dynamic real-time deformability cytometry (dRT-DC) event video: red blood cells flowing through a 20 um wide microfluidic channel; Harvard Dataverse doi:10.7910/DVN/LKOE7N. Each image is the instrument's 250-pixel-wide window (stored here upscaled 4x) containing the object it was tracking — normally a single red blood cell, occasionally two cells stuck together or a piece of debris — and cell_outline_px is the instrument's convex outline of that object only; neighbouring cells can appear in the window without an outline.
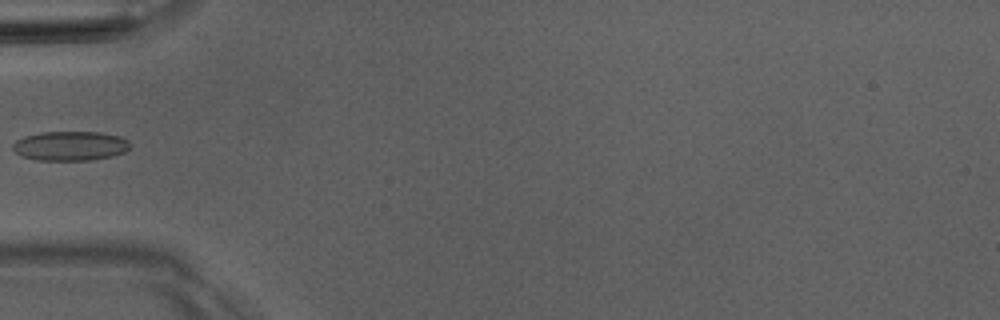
{"species": "Egyptian fruit bat (a non-hibernating species)", "species_latin": "Rousettus aegyptiacus", "temperature_condition": "room temperature", "stored_images_in_passage": 1, "camera_frame_rate_fps": 3000, "um_per_image_px": 0.085, "animal": {"sex": "male"}, "frame": {"image": 1, "passage_image": 1, "time_ms": 0.0, "image_size_px": [1000, 320], "cell_outline_px": [[128, 148], [124, 152], [112, 156], [92, 160], [36, 160], [20, 156], [12, 148], [12, 144], [16, 140], [24, 136], [40, 132], [100, 132], [120, 136], [128, 140]], "centroid_in_image_um": [5.93, 12.4], "position_along_channel_um": 79.1, "area_um2": 20.17}}